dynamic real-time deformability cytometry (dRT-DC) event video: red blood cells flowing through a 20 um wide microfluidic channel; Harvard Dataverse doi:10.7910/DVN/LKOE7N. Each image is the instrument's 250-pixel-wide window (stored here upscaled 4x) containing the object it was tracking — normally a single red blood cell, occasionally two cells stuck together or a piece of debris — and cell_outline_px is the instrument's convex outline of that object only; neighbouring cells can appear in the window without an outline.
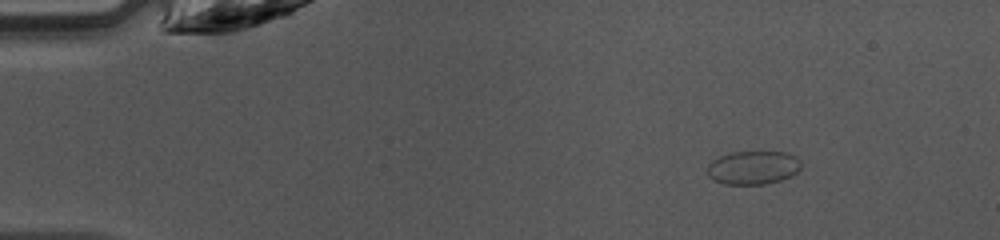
{"species": "common noctule bat (a hibernating species)", "species_latin": "Nyctalus noctula", "temperature_condition": "warm", "stored_images_in_passage": 42, "camera_frame_rate_fps": 3000, "um_per_image_px": 0.085, "animal": {"sex": "female", "body_mass_g": 10.0, "forearm_length_mm": 53.1}, "frame": {"image": 1, "passage_image": 1, "time_ms": 0.0, "image_size_px": [1000, 240], "cell_outline_px": [[800, 168], [796, 172], [780, 180], [764, 184], [724, 184], [708, 176], [708, 164], [712, 160], [720, 156], [732, 152], [784, 152], [796, 156], [800, 160]], "centroid_in_image_um": [64.0, 14.24], "position_along_channel_um": 21.0, "area_um2": 18.09}}
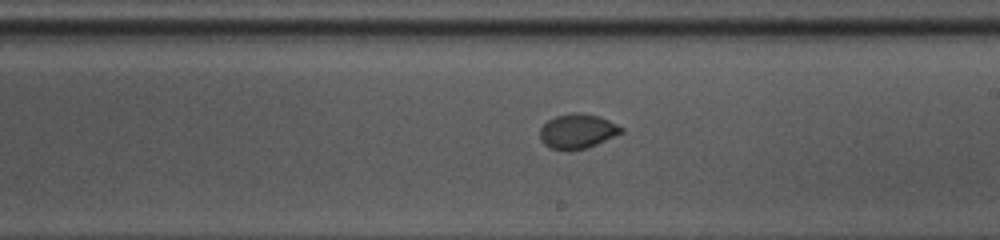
{"frame": {"image": 2, "passage_image": 22, "time_ms": 7.0, "image_size_px": [1000, 240], "cell_outline_px": [[624, 132], [588, 148], [568, 152], [552, 148], [544, 144], [540, 140], [540, 128], [548, 120], [556, 116], [572, 112], [580, 112], [600, 116], [624, 128]], "centroid_in_image_um": [49.09, 11.17], "position_along_channel_um": 239.9, "area_um2": 16.7}}
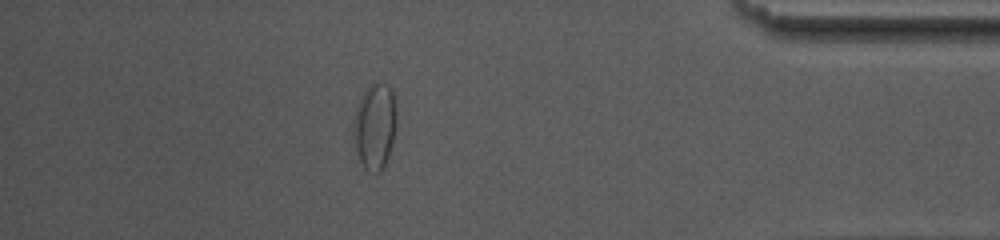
{"frame": {"image": 3, "passage_image": 36, "time_ms": 11.667, "image_size_px": [1000, 240], "cell_outline_px": [[396, 128], [392, 144], [384, 168], [380, 172], [376, 172], [364, 168], [356, 152], [352, 136], [352, 120], [356, 104], [364, 92], [372, 84], [388, 84], [392, 88], [396, 112]], "centroid_in_image_um": [31.84, 10.74], "position_along_channel_um": 403.4, "area_um2": 21.91}, "authors_computed_cell_mechanics": {"area_um2": 17.1666, "velocity_mm_per_s": 4.245, "shape_relaxation_time_tau1_ms": 3.4753, "shape_relaxation_time_tau2_ms": null, "deformation_change_tau1": 0.0999, "deformation_change_tau2": null}}